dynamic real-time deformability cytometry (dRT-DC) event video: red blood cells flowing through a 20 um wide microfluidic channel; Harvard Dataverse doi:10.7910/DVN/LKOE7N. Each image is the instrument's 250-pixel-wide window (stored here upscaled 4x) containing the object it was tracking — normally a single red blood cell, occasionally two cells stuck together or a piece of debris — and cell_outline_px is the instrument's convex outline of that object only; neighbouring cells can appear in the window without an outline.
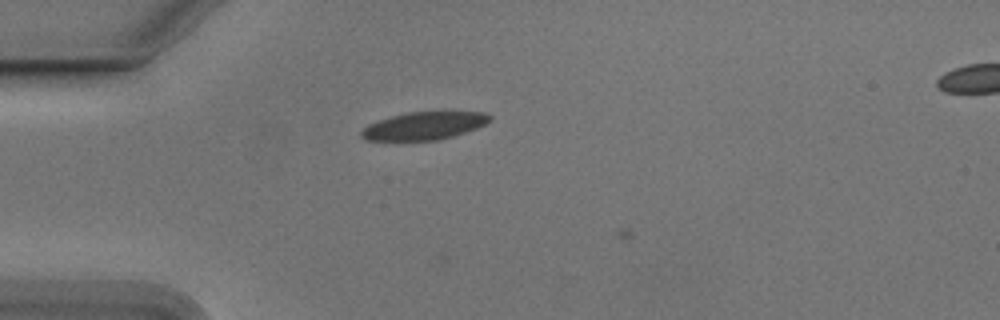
{"species": "Egyptian fruit bat (a non-hibernating species)", "species_latin": "Rousettus aegyptiacus", "temperature_condition": "cold", "stored_images_in_passage": 3, "camera_frame_rate_fps": 3000, "um_per_image_px": 0.085, "animal": {"sex": "male"}, "frame": {"image": 1, "passage_image": 2, "time_ms": 0.333, "image_size_px": [1000, 320], "cell_outline_px": [[492, 120], [476, 128], [452, 136], [436, 140], [364, 140], [360, 136], [360, 132], [368, 124], [392, 116], [408, 112], [484, 112], [492, 116]], "centroid_in_image_um": [36.04, 10.69], "position_along_channel_um": 49.0, "area_um2": 20.52}}